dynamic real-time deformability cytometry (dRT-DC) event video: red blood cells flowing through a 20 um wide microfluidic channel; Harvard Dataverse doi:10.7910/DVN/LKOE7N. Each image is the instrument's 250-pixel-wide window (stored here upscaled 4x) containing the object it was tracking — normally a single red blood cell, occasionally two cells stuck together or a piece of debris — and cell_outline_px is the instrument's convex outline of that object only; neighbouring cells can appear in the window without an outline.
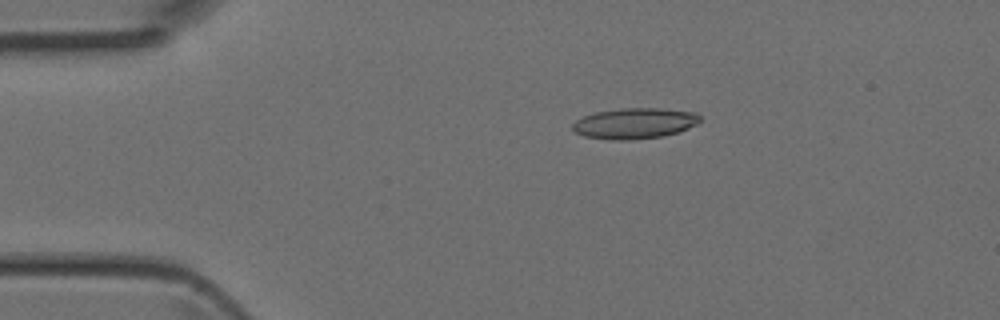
{"species": "Egyptian fruit bat (a non-hibernating species)", "species_latin": "Rousettus aegyptiacus", "temperature_condition": "room temperature", "stored_images_in_passage": 2, "camera_frame_rate_fps": 3000, "um_per_image_px": 0.085, "animal": {"sex": "female"}, "frame": {"image": 1, "passage_image": 1, "time_ms": 0.0, "image_size_px": [1000, 320], "cell_outline_px": [[700, 120], [696, 124], [680, 132], [664, 136], [624, 140], [612, 140], [584, 136], [576, 132], [572, 128], [572, 124], [576, 120], [584, 116], [596, 112], [620, 108], [660, 108], [696, 112], [700, 116]], "centroid_in_image_um": [53.96, 10.48], "position_along_channel_um": 31.0, "area_um2": 22.83}}